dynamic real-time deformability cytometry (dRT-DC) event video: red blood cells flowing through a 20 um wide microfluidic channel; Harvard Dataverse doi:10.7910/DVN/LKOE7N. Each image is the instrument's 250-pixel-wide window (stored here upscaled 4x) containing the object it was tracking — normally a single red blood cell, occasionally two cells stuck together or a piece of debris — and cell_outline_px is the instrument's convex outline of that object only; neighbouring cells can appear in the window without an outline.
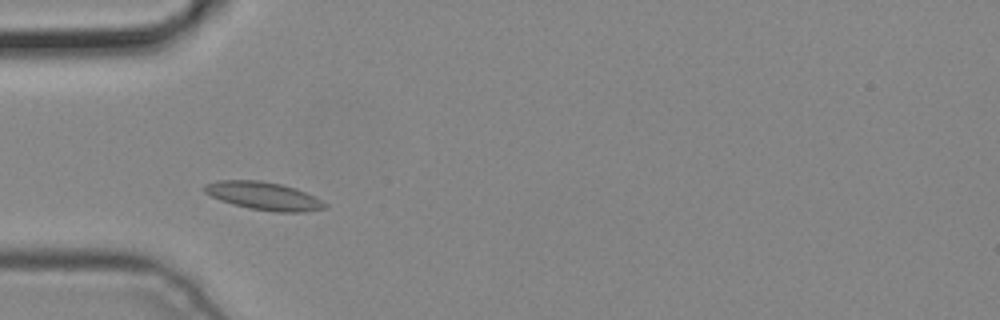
{"species": "common noctule bat (a hibernating species)", "species_latin": "Nyctalus noctula", "temperature_condition": "cold", "stored_images_in_passage": 4, "camera_frame_rate_fps": 3000, "um_per_image_px": 0.085, "animal": {"sex": "male", "body_mass_g": 19.2, "forearm_length_mm": 51.8}, "frame": {"image": 1, "passage_image": 1, "time_ms": 0.0, "image_size_px": [1000, 320], "cell_outline_px": [[328, 208], [304, 212], [276, 212], [252, 208], [232, 204], [220, 200], [204, 192], [204, 184], [216, 180], [260, 180], [280, 184], [296, 188], [328, 204]], "centroid_in_image_um": [22.41, 16.65], "position_along_channel_um": 62.6, "area_um2": 19.54}}
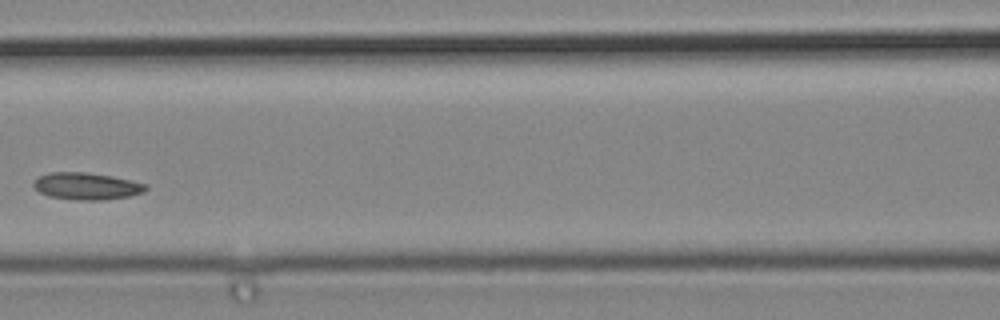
{"frame": {"image": 2, "passage_image": 3, "time_ms": 0.667, "image_size_px": [1000, 320], "cell_outline_px": [[148, 188], [144, 192], [128, 196], [104, 200], [80, 200], [48, 196], [40, 192], [32, 184], [32, 180], [48, 172], [88, 172], [112, 176], [148, 184]], "centroid_in_image_um": [7.36, 15.81], "position_along_channel_um": 159.2, "area_um2": 17.74}}
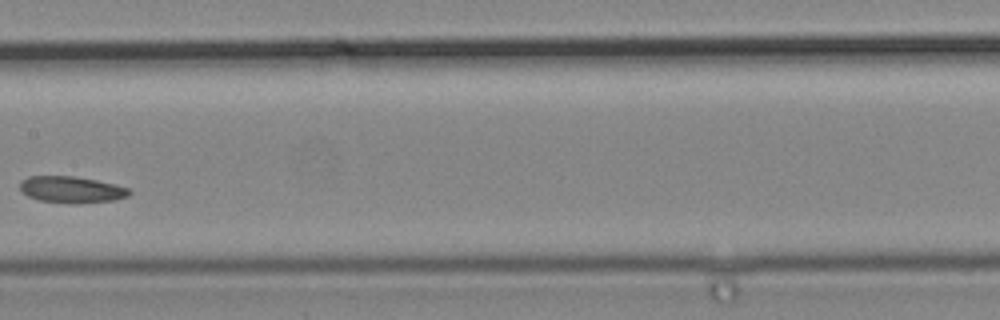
{"frame": {"image": 3, "passage_image": 4, "time_ms": 1.0, "image_size_px": [1000, 320], "cell_outline_px": [[132, 192], [128, 196], [112, 200], [40, 200], [28, 196], [20, 192], [20, 180], [28, 176], [72, 176], [96, 180], [128, 188]], "centroid_in_image_um": [6.0, 16.05], "position_along_channel_um": 201.4, "area_um2": 15.78}}